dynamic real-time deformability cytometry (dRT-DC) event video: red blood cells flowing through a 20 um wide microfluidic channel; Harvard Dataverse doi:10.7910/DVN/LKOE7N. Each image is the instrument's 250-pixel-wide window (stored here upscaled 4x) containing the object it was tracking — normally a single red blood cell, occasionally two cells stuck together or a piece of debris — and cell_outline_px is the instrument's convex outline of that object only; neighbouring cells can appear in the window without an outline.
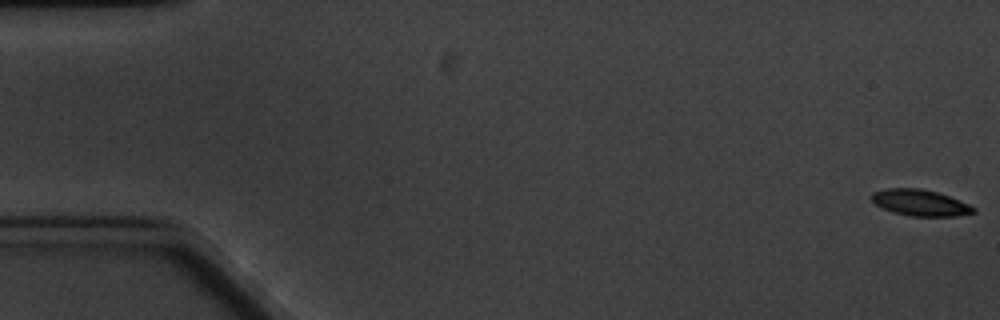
{"species": "common noctule bat (a hibernating species)", "species_latin": "Nyctalus noctula", "temperature_condition": "cold", "stored_images_in_passage": 7, "segment_of_instrument_passage": [1, 2], "camera_frame_rate_fps": 3000, "um_per_image_px": 0.085, "animal": {"sex": "male", "body_mass_g": 20.1, "forearm_length_mm": 53.5}, "frame": {"image": 1, "passage_image": 1, "time_ms": 0.0, "image_size_px": [1000, 320], "cell_outline_px": [[976, 212], [956, 216], [912, 216], [892, 212], [876, 204], [872, 200], [872, 192], [888, 188], [920, 188], [936, 192], [948, 196], [968, 204], [976, 208]], "centroid_in_image_um": [78.22, 17.23], "position_along_channel_um": 6.8, "area_um2": 15.37}}
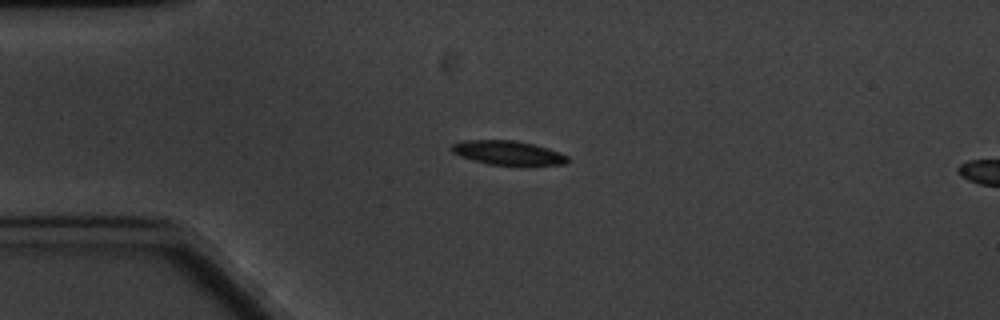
{"frame": {"image": 2, "passage_image": 5, "time_ms": 4.667, "image_size_px": [1000, 320], "cell_outline_px": [[568, 160], [564, 164], [524, 168], [488, 164], [472, 160], [460, 156], [452, 152], [448, 148], [452, 144], [464, 140], [512, 140], [532, 144], [548, 148], [568, 156]], "centroid_in_image_um": [43.19, 13.04], "position_along_channel_um": 41.8, "area_um2": 17.05}}